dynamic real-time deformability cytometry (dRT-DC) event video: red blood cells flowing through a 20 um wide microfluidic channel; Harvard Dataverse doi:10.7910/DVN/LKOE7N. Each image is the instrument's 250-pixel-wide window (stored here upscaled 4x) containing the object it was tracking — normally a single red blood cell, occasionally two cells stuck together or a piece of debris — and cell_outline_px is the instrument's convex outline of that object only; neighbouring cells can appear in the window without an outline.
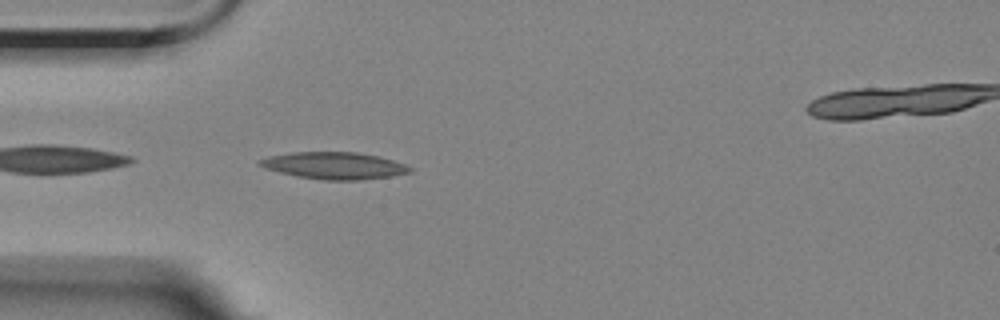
{"species": "Egyptian fruit bat (a non-hibernating species)", "species_latin": "Rousettus aegyptiacus", "temperature_condition": "room temperature", "stored_images_in_passage": 3, "camera_frame_rate_fps": 3000, "um_per_image_px": 0.085, "animal": {"sex": "female"}, "frame": {"image": 1, "passage_image": 2, "time_ms": 1.333, "image_size_px": [1000, 320], "cell_outline_px": [[412, 172], [392, 176], [360, 180], [324, 180], [296, 176], [280, 172], [256, 164], [256, 160], [268, 156], [292, 152], [356, 152], [380, 156], [404, 164], [412, 168]], "centroid_in_image_um": [28.4, 14.07], "position_along_channel_um": 56.6, "area_um2": 23.64}}